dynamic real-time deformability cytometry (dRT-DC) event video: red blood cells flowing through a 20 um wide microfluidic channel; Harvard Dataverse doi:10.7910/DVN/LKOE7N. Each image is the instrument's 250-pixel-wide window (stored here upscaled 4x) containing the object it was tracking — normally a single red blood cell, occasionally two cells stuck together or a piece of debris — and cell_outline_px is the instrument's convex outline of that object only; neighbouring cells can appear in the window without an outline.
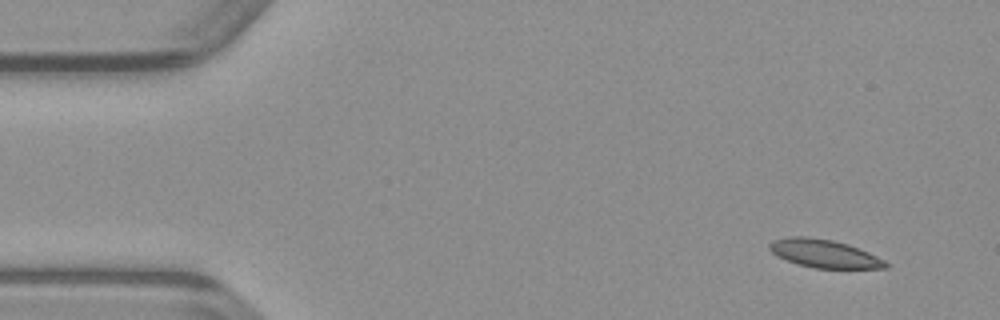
{"species": "common noctule bat (a hibernating species)", "species_latin": "Nyctalus noctula", "temperature_condition": "warm", "stored_images_in_passage": 46, "camera_frame_rate_fps": 3000, "um_per_image_px": 0.085, "animal": {"sex": "male", "body_mass_g": 23.1, "forearm_length_mm": 52.7}, "frame": {"image": 1, "passage_image": 1, "time_ms": 0.0, "image_size_px": [1000, 320], "cell_outline_px": [[892, 264], [888, 268], [816, 268], [796, 264], [776, 256], [768, 248], [768, 244], [772, 240], [788, 236], [808, 236], [832, 240], [848, 244], [868, 252]], "centroid_in_image_um": [70.03, 21.55], "position_along_channel_um": 15.0, "area_um2": 19.25}}
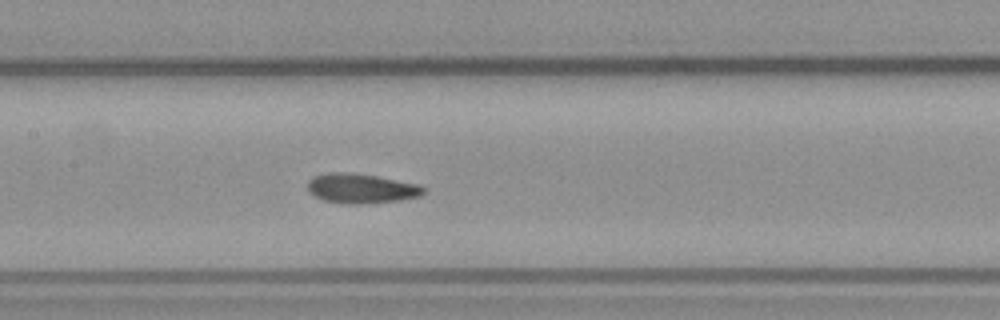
{"frame": {"image": 2, "passage_image": 20, "time_ms": 6.333, "image_size_px": [1000, 320], "cell_outline_px": [[428, 188], [420, 196], [400, 200], [360, 204], [340, 204], [324, 200], [308, 192], [308, 180], [312, 176], [328, 172], [348, 172], [376, 176], [420, 184]], "centroid_in_image_um": [30.7, 16.01], "position_along_channel_um": 176.7, "area_um2": 20.29}}
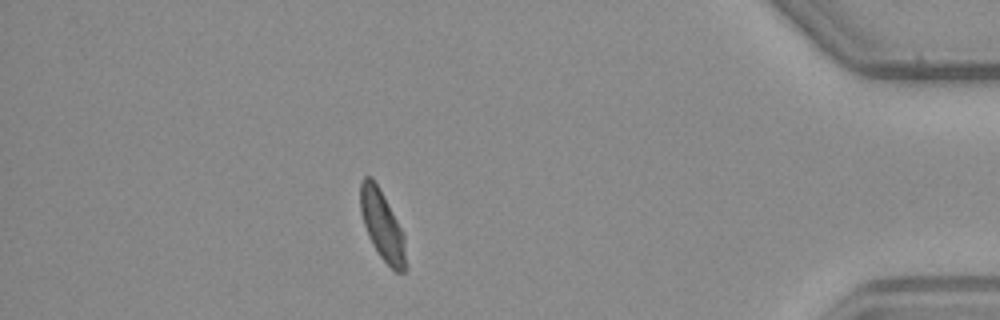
{"frame": {"image": 3, "passage_image": 40, "time_ms": 13.0, "image_size_px": [1000, 320], "cell_outline_px": [[408, 268], [404, 272], [396, 272], [380, 256], [372, 244], [368, 236], [360, 212], [360, 180], [364, 176], [372, 176], [404, 232]], "centroid_in_image_um": [32.51, 19.18], "position_along_channel_um": 402.7, "area_um2": 18.67}}